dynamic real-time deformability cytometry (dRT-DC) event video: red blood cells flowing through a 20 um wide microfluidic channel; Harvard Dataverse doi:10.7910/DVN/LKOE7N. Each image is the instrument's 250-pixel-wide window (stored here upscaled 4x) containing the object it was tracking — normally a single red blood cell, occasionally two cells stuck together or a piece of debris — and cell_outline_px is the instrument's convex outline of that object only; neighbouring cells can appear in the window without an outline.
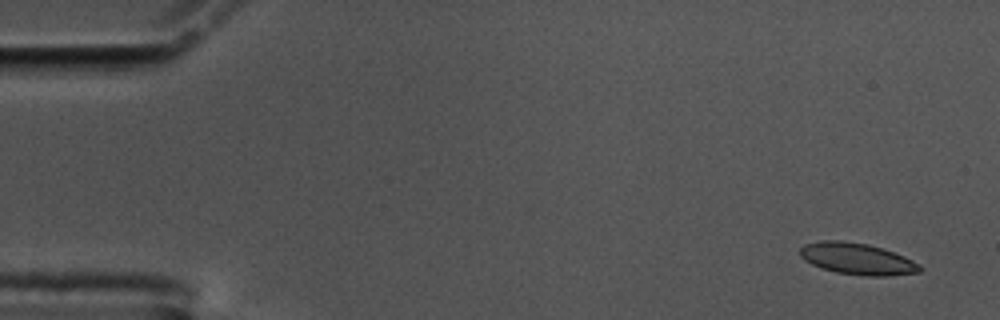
{"species": "common noctule bat (a hibernating species)", "species_latin": "Nyctalus noctula", "temperature_condition": "cold", "stored_images_in_passage": 56, "camera_frame_rate_fps": 3000, "um_per_image_px": 0.085, "animal": {"sex": "male", "body_mass_g": 17.5, "forearm_length_mm": 52.3}, "frame": {"image": 1, "passage_image": 2, "time_ms": 0.333, "image_size_px": [1000, 320], "cell_outline_px": [[924, 268], [920, 272], [888, 276], [864, 276], [836, 272], [820, 268], [804, 260], [800, 256], [800, 248], [804, 244], [820, 240], [840, 240], [868, 244], [904, 256], [920, 264]], "centroid_in_image_um": [72.85, 22.0], "position_along_channel_um": 12.1, "area_um2": 22.14}}
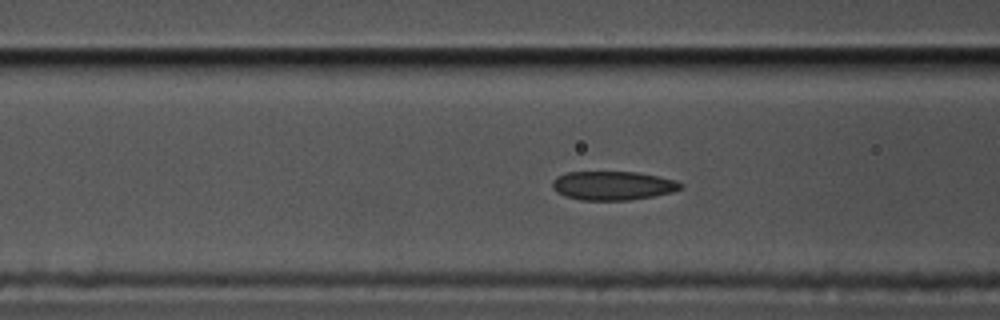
{"frame": {"image": 2, "passage_image": 21, "time_ms": 6.667, "image_size_px": [1000, 320], "cell_outline_px": [[684, 188], [672, 192], [652, 196], [628, 200], [580, 200], [564, 196], [556, 192], [552, 188], [552, 180], [556, 176], [568, 172], [636, 172], [676, 180], [684, 184]], "centroid_in_image_um": [52.07, 15.78], "position_along_channel_um": 114.5, "area_um2": 21.68}}
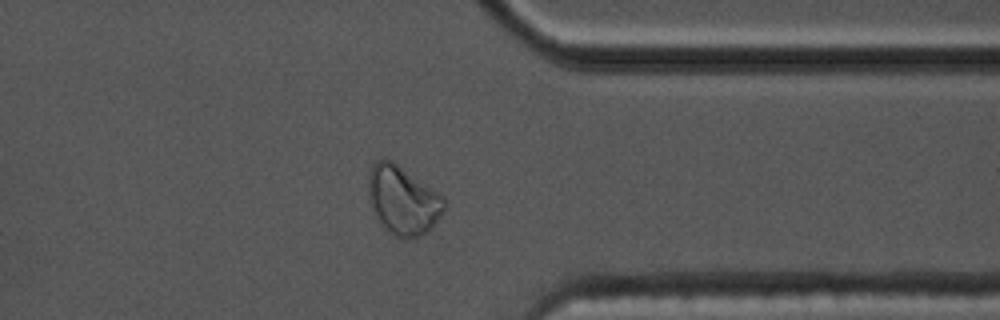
{"frame": {"image": 3, "passage_image": 44, "time_ms": 14.333, "image_size_px": [1000, 320], "cell_outline_px": [[444, 208], [440, 216], [432, 228], [428, 232], [412, 240], [400, 240], [380, 224], [372, 208], [368, 196], [368, 172], [372, 164], [376, 160], [392, 160], [444, 196]], "centroid_in_image_um": [34.23, 17.05], "position_along_channel_um": 377.2, "area_um2": 30.63}, "authors_computed_cell_mechanics": {"area_um2": 21.8773, "velocity_mm_per_s": 3.4983, "shape_relaxation_time_tau1_ms": null, "shape_relaxation_time_tau2_ms": 2.0898, "deformation_change_tau1": null, "deformation_change_tau2": 0.0544}}